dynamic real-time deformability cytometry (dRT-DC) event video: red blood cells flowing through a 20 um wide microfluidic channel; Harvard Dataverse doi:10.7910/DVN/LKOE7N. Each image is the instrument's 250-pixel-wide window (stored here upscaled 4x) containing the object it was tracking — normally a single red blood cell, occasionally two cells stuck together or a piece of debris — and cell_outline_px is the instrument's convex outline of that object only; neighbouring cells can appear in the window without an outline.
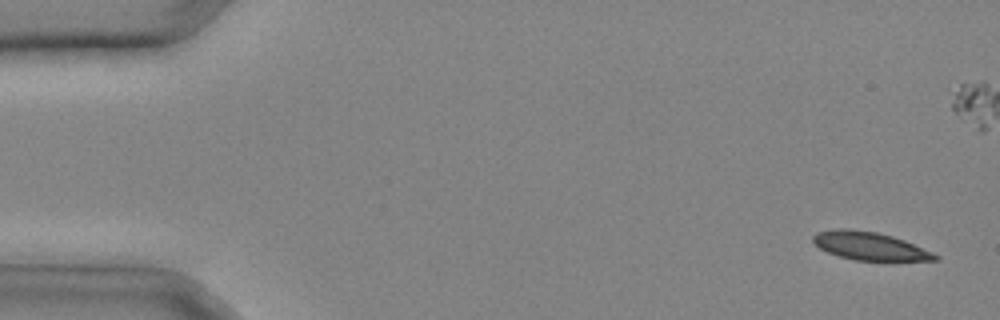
{"species": "common noctule bat (a hibernating species)", "species_latin": "Nyctalus noctula", "temperature_condition": "cold", "stored_images_in_passage": 28, "camera_frame_rate_fps": 3000, "um_per_image_px": 0.085, "animal": {"sex": "male", "body_mass_g": 20.4}, "frame": {"image": 1, "passage_image": 2, "time_ms": 0.333, "image_size_px": [1000, 320], "cell_outline_px": [[940, 260], [856, 260], [840, 256], [828, 252], [820, 248], [812, 240], [812, 236], [816, 232], [836, 228], [848, 228], [876, 232], [892, 236], [904, 240], [932, 252], [940, 256]], "centroid_in_image_um": [73.9, 20.89], "position_along_channel_um": 11.1, "area_um2": 19.77}}
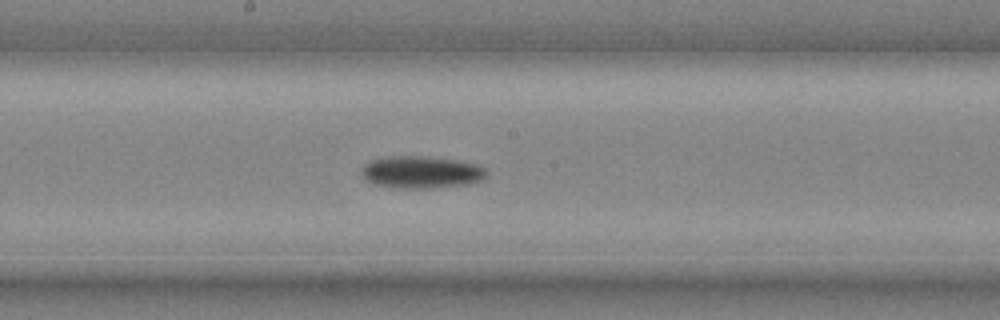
{"frame": {"image": 2, "passage_image": 18, "time_ms": 5.667, "image_size_px": [1000, 320], "cell_outline_px": [[488, 176], [484, 180], [468, 184], [432, 188], [408, 188], [376, 184], [368, 180], [360, 172], [360, 168], [368, 160], [388, 156], [428, 156], [456, 160], [480, 164], [488, 168]], "centroid_in_image_um": [35.89, 14.61], "position_along_channel_um": 212.3, "area_um2": 23.81}}
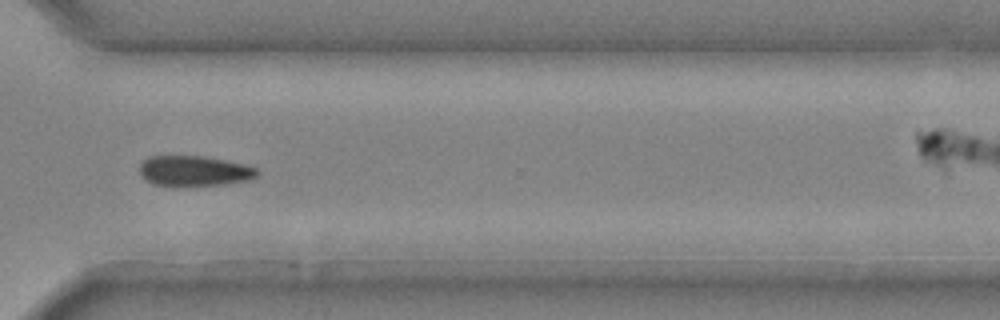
{"frame": {"image": 3, "passage_image": 25, "time_ms": 8.0, "image_size_px": [1000, 320], "cell_outline_px": [[260, 172], [252, 180], [224, 184], [184, 188], [172, 188], [152, 184], [144, 180], [140, 172], [140, 164], [148, 156], [204, 156], [244, 164], [256, 168]], "centroid_in_image_um": [16.48, 14.58], "position_along_channel_um": 354.1, "area_um2": 21.62}}